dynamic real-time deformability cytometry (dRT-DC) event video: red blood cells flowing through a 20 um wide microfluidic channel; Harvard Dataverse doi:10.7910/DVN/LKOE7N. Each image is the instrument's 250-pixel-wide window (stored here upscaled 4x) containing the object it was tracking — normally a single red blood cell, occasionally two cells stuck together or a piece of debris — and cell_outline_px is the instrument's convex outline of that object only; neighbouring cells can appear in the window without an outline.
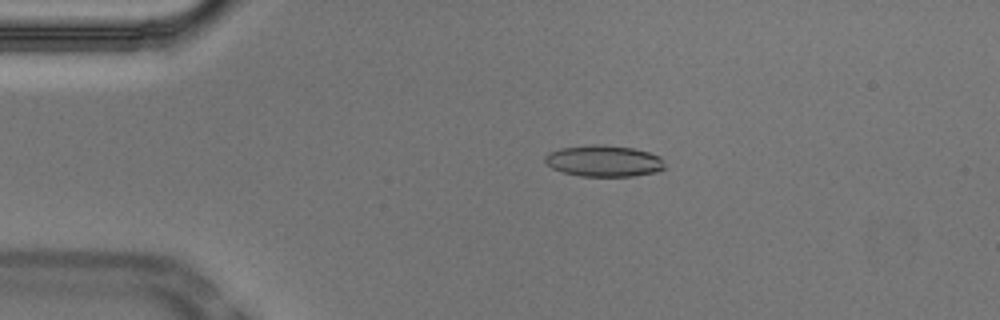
{"species": "Egyptian fruit bat (a non-hibernating species)", "species_latin": "Rousettus aegyptiacus", "temperature_condition": "cold", "stored_images_in_passage": 53, "camera_frame_rate_fps": 3000, "um_per_image_px": 0.085, "animal": {"sex": "male"}, "frame": {"image": 1, "passage_image": 10, "time_ms": 3.0, "image_size_px": [1000, 320], "cell_outline_px": [[664, 168], [656, 172], [632, 176], [580, 176], [564, 172], [552, 168], [544, 160], [544, 156], [548, 152], [560, 148], [596, 144], [600, 144], [632, 148], [648, 152], [660, 156], [664, 164]], "centroid_in_image_um": [51.31, 13.68], "position_along_channel_um": 33.7, "area_um2": 21.79}}
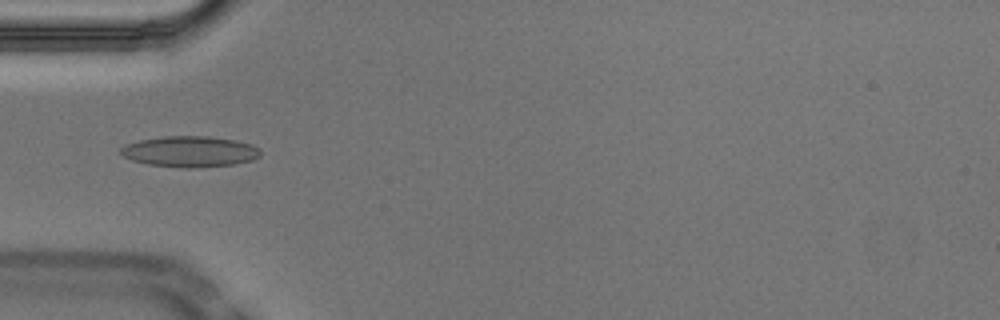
{"frame": {"image": 2, "passage_image": 16, "time_ms": 5.0, "image_size_px": [1000, 320], "cell_outline_px": [[260, 156], [252, 160], [236, 164], [192, 168], [188, 168], [148, 164], [132, 160], [124, 156], [120, 152], [120, 148], [124, 144], [140, 140], [164, 136], [208, 136], [236, 140], [252, 144], [260, 148]], "centroid_in_image_um": [16.16, 12.87], "position_along_channel_um": 68.8, "area_um2": 25.2}}
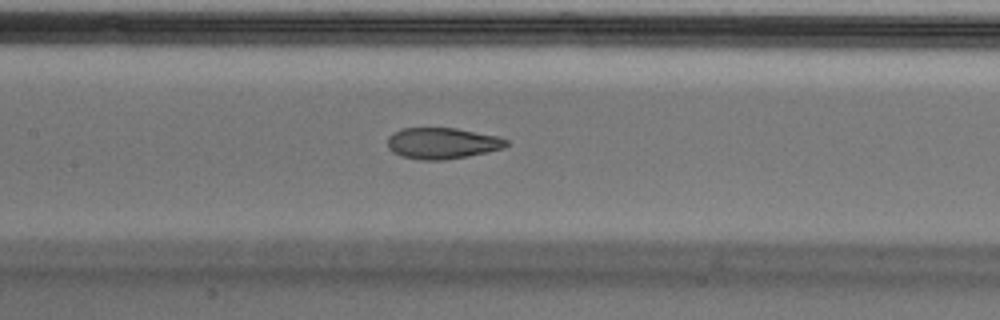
{"frame": {"image": 3, "passage_image": 24, "time_ms": 7.667, "image_size_px": [1000, 320], "cell_outline_px": [[508, 144], [504, 148], [468, 156], [444, 160], [420, 160], [400, 156], [392, 152], [388, 148], [388, 136], [392, 132], [400, 128], [456, 128], [496, 136], [508, 140]], "centroid_in_image_um": [37.54, 12.18], "position_along_channel_um": 169.9, "area_um2": 21.68}, "authors_computed_cell_mechanics": {"area_um2": 22.253, "velocity_mm_per_s": 3.7275, "shape_relaxation_time_tau1_ms": null, "shape_relaxation_time_tau2_ms": 1.5314, "deformation_change_tau1": null, "deformation_change_tau2": 0.0817}}